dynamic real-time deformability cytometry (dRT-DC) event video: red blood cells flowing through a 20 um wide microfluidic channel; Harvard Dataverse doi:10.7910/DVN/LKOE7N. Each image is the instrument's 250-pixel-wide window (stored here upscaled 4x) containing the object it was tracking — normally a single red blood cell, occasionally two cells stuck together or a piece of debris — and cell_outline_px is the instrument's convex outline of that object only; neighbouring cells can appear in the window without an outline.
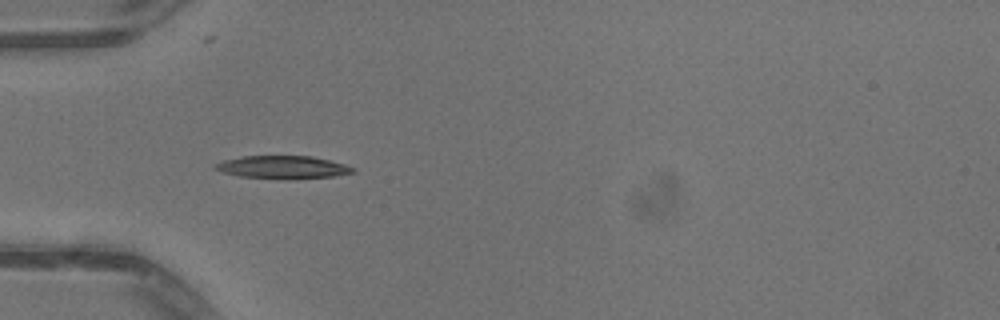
{"species": "common noctule bat (a hibernating species)", "species_latin": "Nyctalus noctula", "temperature_condition": "warm", "stored_images_in_passage": 6, "camera_frame_rate_fps": 3000, "um_per_image_px": 0.085, "animal": {"sex": "male", "body_mass_g": 13.3}, "frame": {"image": 1, "passage_image": 3, "time_ms": 0.667, "image_size_px": [1000, 320], "cell_outline_px": [[356, 172], [336, 176], [288, 180], [240, 176], [224, 172], [212, 168], [216, 164], [224, 160], [240, 156], [312, 156], [344, 164], [356, 168]], "centroid_in_image_um": [24.08, 14.22], "position_along_channel_um": 60.9, "area_um2": 18.5}}